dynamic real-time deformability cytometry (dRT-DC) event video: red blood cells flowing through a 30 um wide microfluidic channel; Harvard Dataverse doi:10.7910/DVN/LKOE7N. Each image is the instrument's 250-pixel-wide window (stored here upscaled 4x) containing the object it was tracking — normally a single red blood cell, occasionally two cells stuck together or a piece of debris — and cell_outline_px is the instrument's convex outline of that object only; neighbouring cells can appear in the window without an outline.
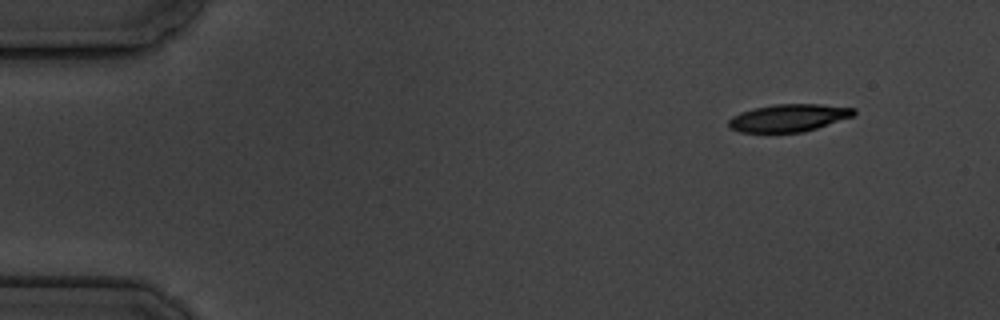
{"species": "common noctule bat (a hibernating species)", "species_latin": "Nyctalus noctula", "temperature_condition": "cold", "stored_images_in_passage": 5, "segment_of_instrument_passage": [1, 2], "camera_frame_rate_fps": 3000, "um_per_image_px": 0.085, "animal": {"sex": "male", "body_mass_g": 19.5, "forearm_length_mm": 54.6}, "frame": {"image": 1, "passage_image": 1, "time_ms": 0.0, "image_size_px": [1000, 320], "cell_outline_px": [[856, 112], [852, 116], [804, 132], [740, 132], [728, 128], [728, 120], [732, 116], [740, 112], [772, 104], [820, 104], [856, 108]], "centroid_in_image_um": [67.0, 10.01], "position_along_channel_um": 18.0, "area_um2": 20.0}}